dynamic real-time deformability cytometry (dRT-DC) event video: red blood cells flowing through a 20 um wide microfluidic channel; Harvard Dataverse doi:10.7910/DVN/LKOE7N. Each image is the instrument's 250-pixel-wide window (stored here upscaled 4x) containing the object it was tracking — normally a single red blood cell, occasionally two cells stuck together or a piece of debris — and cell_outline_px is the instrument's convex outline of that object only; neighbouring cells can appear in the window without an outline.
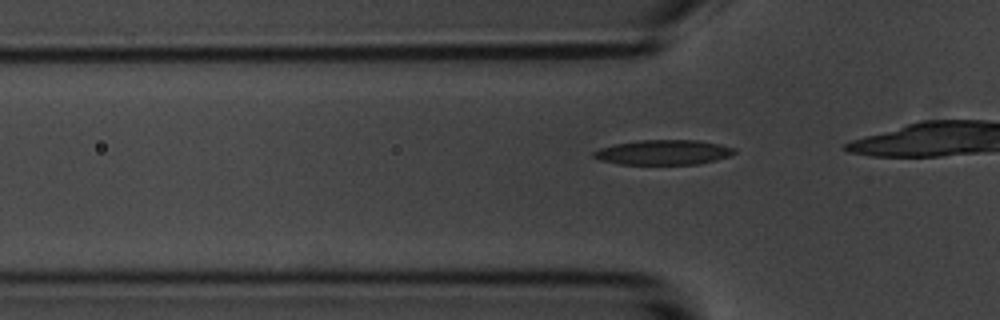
{"species": "common noctule bat (a hibernating species)", "species_latin": "Nyctalus noctula", "temperature_condition": "room temperature", "stored_images_in_passage": 20, "camera_frame_rate_fps": 3000, "um_per_image_px": 0.085, "animal": {"sex": "male", "body_mass_g": 20.1, "forearm_length_mm": 53.5}, "frame": {"image": 1, "passage_image": 10, "time_ms": 3.0, "image_size_px": [1000, 320], "cell_outline_px": [[736, 152], [728, 156], [716, 160], [700, 164], [620, 164], [600, 160], [592, 156], [592, 152], [600, 148], [616, 144], [640, 140], [700, 140], [720, 144], [736, 148]], "centroid_in_image_um": [56.41, 12.94], "position_along_channel_um": 69.4, "area_um2": 20.4}}
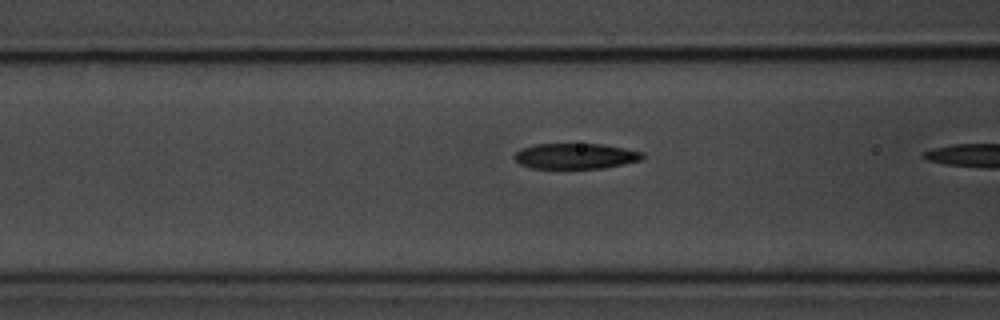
{"frame": {"image": 2, "passage_image": 14, "time_ms": 4.333, "image_size_px": [1000, 320], "cell_outline_px": [[644, 156], [640, 160], [624, 164], [604, 168], [532, 168], [520, 164], [512, 156], [520, 148], [536, 144], [604, 144], [644, 152]], "centroid_in_image_um": [48.91, 13.26], "position_along_channel_um": 117.7, "area_um2": 19.13}}
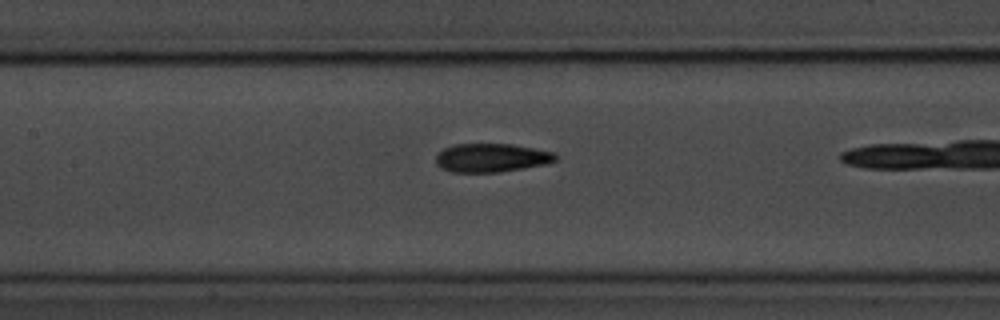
{"frame": {"image": 3, "passage_image": 18, "time_ms": 5.667, "image_size_px": [1000, 320], "cell_outline_px": [[556, 160], [544, 164], [500, 172], [452, 172], [440, 168], [436, 164], [436, 156], [444, 148], [456, 144], [512, 144], [552, 152], [556, 156]], "centroid_in_image_um": [41.72, 13.41], "position_along_channel_um": 165.7, "area_um2": 19.71}}